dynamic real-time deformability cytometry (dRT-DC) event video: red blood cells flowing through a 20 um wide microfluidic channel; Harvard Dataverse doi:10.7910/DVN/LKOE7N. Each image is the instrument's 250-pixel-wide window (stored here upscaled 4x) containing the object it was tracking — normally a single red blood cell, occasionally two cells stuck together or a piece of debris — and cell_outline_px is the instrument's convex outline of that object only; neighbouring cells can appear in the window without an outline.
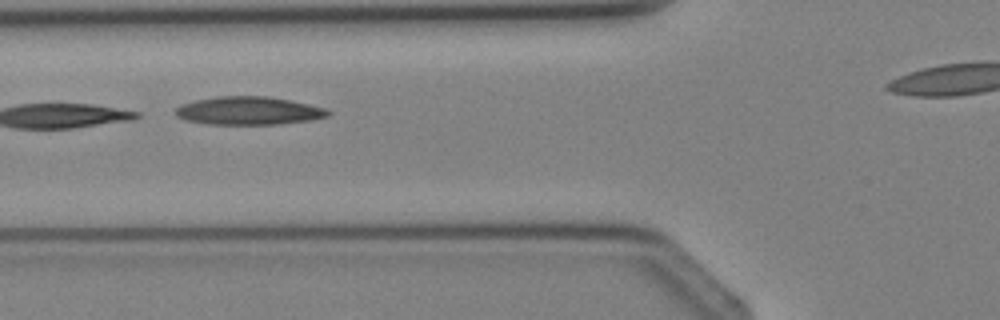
{"species": "Egyptian fruit bat (a non-hibernating species)", "species_latin": "Rousettus aegyptiacus", "temperature_condition": "cold", "stored_images_in_passage": 4, "segment_of_instrument_passage": [1, 2], "camera_frame_rate_fps": 3000, "um_per_image_px": 0.085, "animal": {"sex": "female"}, "frame": {"image": 1, "passage_image": 3, "time_ms": 3.0, "image_size_px": [1000, 320], "cell_outline_px": [[332, 112], [328, 116], [312, 120], [280, 124], [208, 124], [184, 120], [176, 116], [176, 108], [180, 104], [196, 100], [216, 96], [268, 96], [292, 100], [328, 108]], "centroid_in_image_um": [21.17, 9.41], "position_along_channel_um": 104.6, "area_um2": 25.32}}